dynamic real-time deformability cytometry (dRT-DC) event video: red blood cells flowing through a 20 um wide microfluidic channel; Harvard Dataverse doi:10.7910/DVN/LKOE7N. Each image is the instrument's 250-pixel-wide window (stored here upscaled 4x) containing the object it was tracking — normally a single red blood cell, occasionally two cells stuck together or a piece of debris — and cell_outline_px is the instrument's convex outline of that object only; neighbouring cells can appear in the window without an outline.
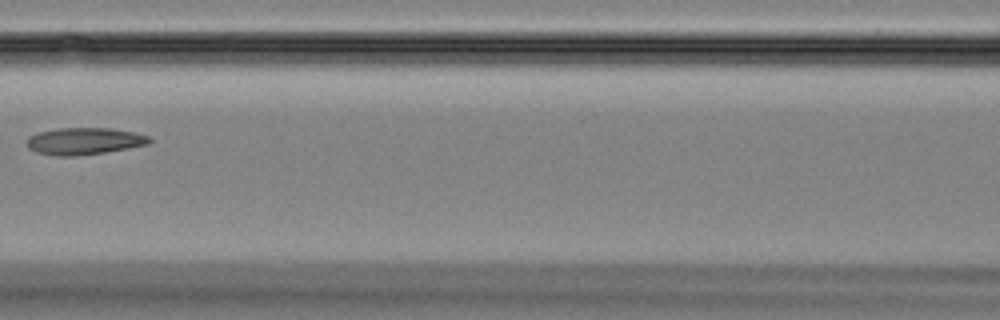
{"species": "Egyptian fruit bat (a non-hibernating species)", "species_latin": "Rousettus aegyptiacus", "temperature_condition": "room temperature", "stored_images_in_passage": 7, "camera_frame_rate_fps": 3000, "um_per_image_px": 0.085, "animal": {"sex": "female"}, "frame": {"image": 1, "passage_image": 7, "time_ms": 7.0, "image_size_px": [1000, 320], "cell_outline_px": [[152, 140], [148, 144], [128, 148], [104, 152], [76, 156], [56, 156], [36, 152], [28, 148], [24, 144], [24, 140], [28, 136], [40, 132], [56, 128], [112, 128], [132, 132], [148, 136]], "centroid_in_image_um": [7.08, 11.99], "position_along_channel_um": 159.5, "area_um2": 19.36}}